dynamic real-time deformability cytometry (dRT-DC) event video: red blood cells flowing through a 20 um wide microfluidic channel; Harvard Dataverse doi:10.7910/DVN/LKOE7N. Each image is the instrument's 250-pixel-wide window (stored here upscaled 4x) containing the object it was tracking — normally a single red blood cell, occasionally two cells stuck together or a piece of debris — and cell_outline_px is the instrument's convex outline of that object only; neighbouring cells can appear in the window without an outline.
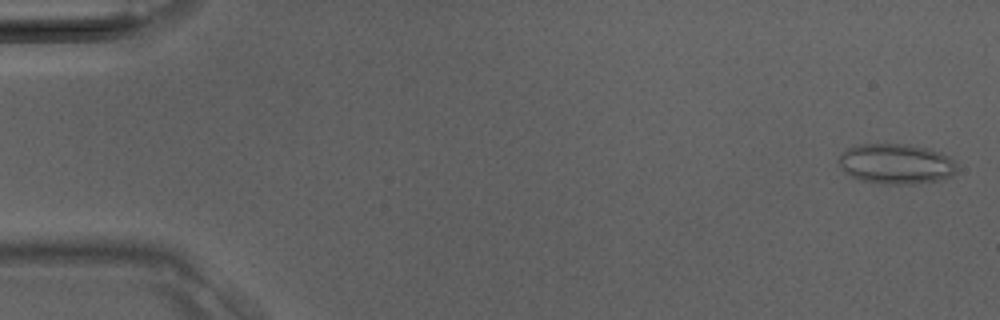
{"species": "Egyptian fruit bat (a non-hibernating species)", "species_latin": "Rousettus aegyptiacus", "temperature_condition": "room temperature", "stored_images_in_passage": 39, "camera_frame_rate_fps": 3000, "um_per_image_px": 0.085, "animal": {"sex": "male"}, "frame": {"image": 1, "passage_image": 1, "time_ms": 0.0, "image_size_px": [1000, 320], "cell_outline_px": [[956, 172], [952, 176], [940, 180], [912, 184], [888, 184], [860, 180], [844, 172], [840, 168], [836, 160], [848, 148], [860, 144], [912, 144], [928, 148], [940, 152], [948, 156], [956, 164]], "centroid_in_image_um": [76.16, 13.92], "position_along_channel_um": 8.8, "area_um2": 27.86}}
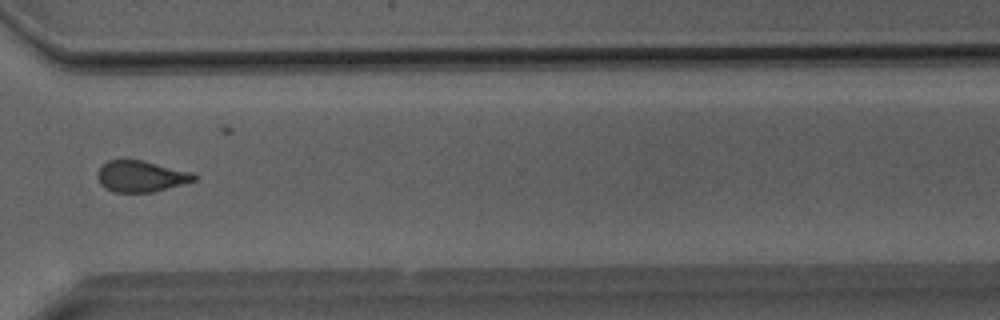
{"frame": {"image": 2, "passage_image": 29, "time_ms": 9.333, "image_size_px": [1000, 320], "cell_outline_px": [[200, 176], [196, 180], [152, 192], [116, 192], [104, 188], [100, 184], [96, 176], [96, 172], [108, 160], [124, 156], [144, 160], [192, 172]], "centroid_in_image_um": [11.95, 14.94], "position_along_channel_um": 358.7, "area_um2": 18.15}}
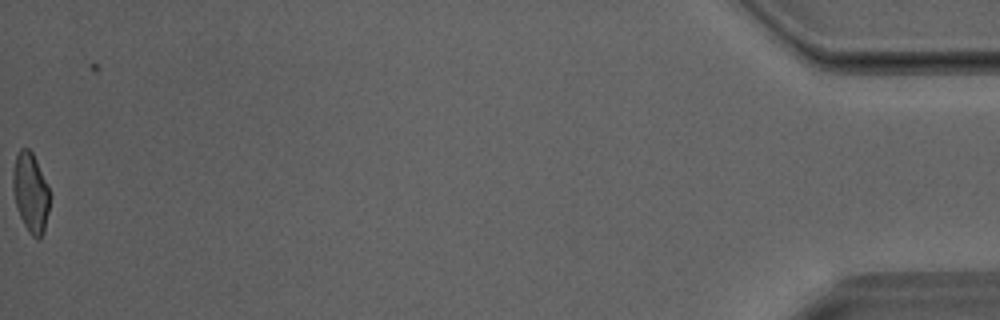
{"frame": {"image": 3, "passage_image": 39, "time_ms": 12.667, "image_size_px": [1000, 320], "cell_outline_px": [[48, 212], [44, 232], [36, 240], [28, 232], [20, 216], [16, 204], [12, 188], [12, 172], [16, 156], [20, 148], [28, 148], [32, 152], [36, 160], [48, 188]], "centroid_in_image_um": [2.57, 16.37], "position_along_channel_um": 432.6, "area_um2": 16.76}}